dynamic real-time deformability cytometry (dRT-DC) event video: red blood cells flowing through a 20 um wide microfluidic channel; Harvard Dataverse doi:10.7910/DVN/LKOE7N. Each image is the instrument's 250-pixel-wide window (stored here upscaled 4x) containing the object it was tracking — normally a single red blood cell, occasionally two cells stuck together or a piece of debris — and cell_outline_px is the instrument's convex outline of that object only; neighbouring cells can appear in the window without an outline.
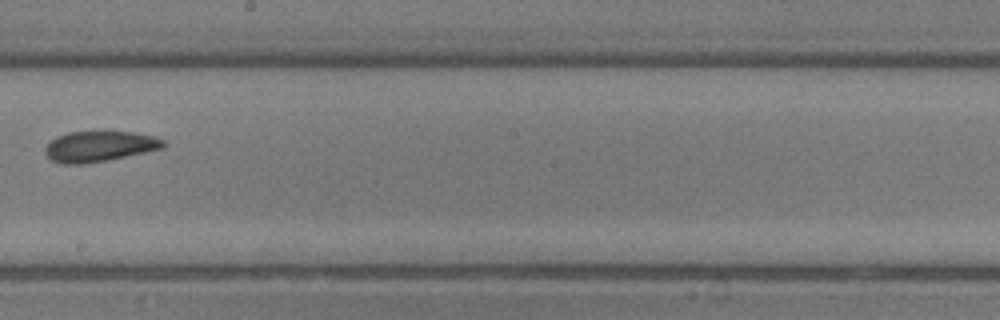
{"species": "common noctule bat (a hibernating species)", "species_latin": "Nyctalus noctula", "temperature_condition": "room temperature", "stored_images_in_passage": 30, "camera_frame_rate_fps": 3000, "um_per_image_px": 0.085, "animal": {"sex": "male", "body_mass_g": 13.3}, "frame": {"image": 1, "passage_image": 18, "time_ms": 5.667, "image_size_px": [1000, 320], "cell_outline_px": [[164, 148], [108, 160], [80, 164], [64, 164], [52, 160], [44, 152], [44, 148], [56, 136], [68, 132], [104, 128], [136, 132], [156, 136], [164, 140]], "centroid_in_image_um": [8.48, 12.38], "position_along_channel_um": 239.7, "area_um2": 21.96}}